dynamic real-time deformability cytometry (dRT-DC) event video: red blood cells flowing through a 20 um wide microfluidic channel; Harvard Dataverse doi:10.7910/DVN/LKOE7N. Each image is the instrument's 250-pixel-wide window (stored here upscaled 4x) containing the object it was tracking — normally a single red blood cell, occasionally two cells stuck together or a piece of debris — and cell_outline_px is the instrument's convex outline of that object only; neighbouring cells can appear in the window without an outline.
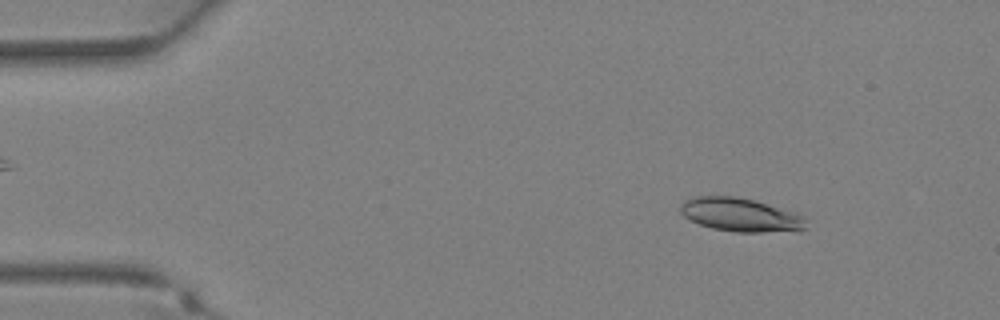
{"species": "Egyptian fruit bat (a non-hibernating species)", "species_latin": "Rousettus aegyptiacus", "temperature_condition": "warm", "stored_images_in_passage": 35, "camera_frame_rate_fps": 3000, "um_per_image_px": 0.085, "animal": {"sex": "female"}, "frame": {"image": 1, "passage_image": 4, "time_ms": 1.0, "image_size_px": [1000, 320], "cell_outline_px": [[804, 228], [800, 232], [736, 232], [712, 228], [700, 224], [684, 216], [680, 212], [680, 204], [684, 200], [692, 196], [736, 196], [752, 200], [796, 212], [804, 216]], "centroid_in_image_um": [62.95, 18.26], "position_along_channel_um": 22.1, "area_um2": 24.68}}
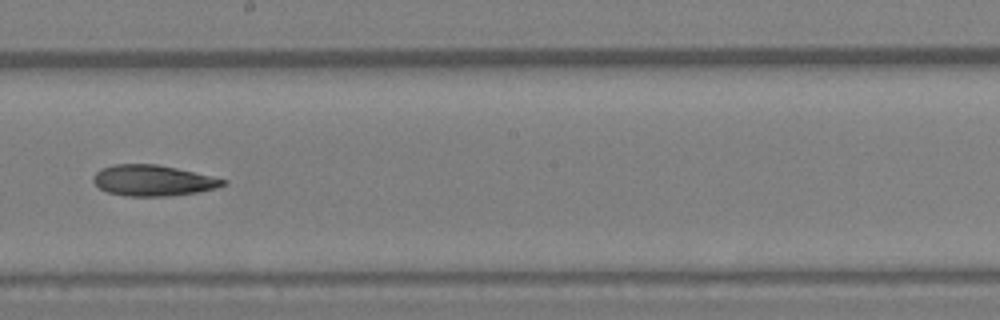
{"frame": {"image": 2, "passage_image": 20, "time_ms": 6.333, "image_size_px": [1000, 320], "cell_outline_px": [[228, 180], [224, 184], [216, 188], [200, 192], [168, 196], [124, 196], [108, 192], [100, 188], [92, 180], [92, 176], [100, 168], [112, 164], [156, 164], [176, 168]], "centroid_in_image_um": [12.97, 15.34], "position_along_channel_um": 235.2, "area_um2": 23.35}}
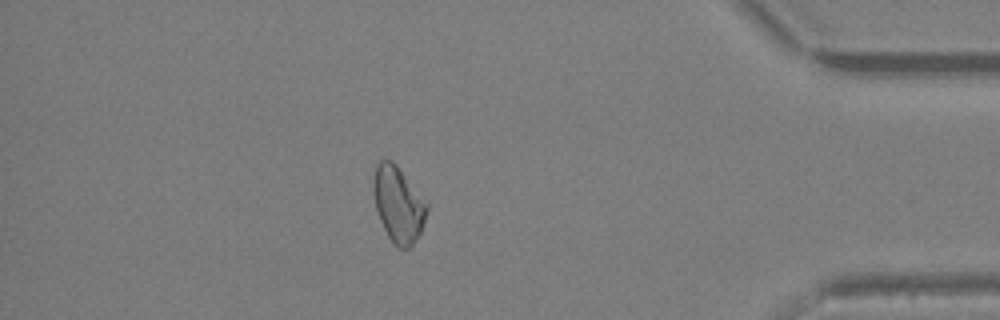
{"frame": {"image": 3, "passage_image": 31, "time_ms": 10.0, "image_size_px": [1000, 320], "cell_outline_px": [[428, 208], [420, 236], [408, 248], [396, 248], [392, 244], [380, 220], [376, 208], [372, 192], [372, 188], [376, 164], [380, 160], [392, 160], [396, 164], [428, 204]], "centroid_in_image_um": [33.85, 17.39], "position_along_channel_um": 401.4, "area_um2": 23.64}}